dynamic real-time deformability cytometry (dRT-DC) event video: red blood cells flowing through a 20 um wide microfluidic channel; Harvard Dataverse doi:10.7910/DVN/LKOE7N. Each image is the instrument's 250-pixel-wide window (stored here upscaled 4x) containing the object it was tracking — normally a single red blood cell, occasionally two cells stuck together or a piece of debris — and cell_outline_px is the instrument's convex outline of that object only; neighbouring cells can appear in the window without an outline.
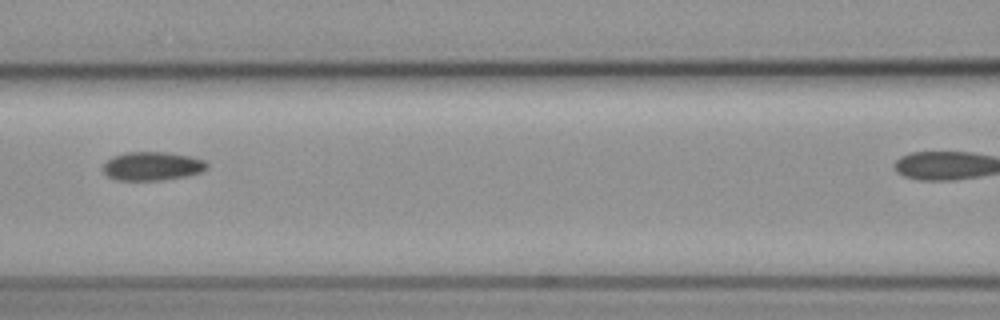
{"species": "common noctule bat (a hibernating species)", "species_latin": "Nyctalus noctula", "temperature_condition": "cold", "stored_images_in_passage": 7, "camera_frame_rate_fps": 3000, "um_per_image_px": 0.085, "animal": {"sex": "female", "body_mass_g": 19.3, "forearm_length_mm": 54.1}, "frame": {"image": 1, "passage_image": 6, "time_ms": 6.667, "image_size_px": [1000, 320], "cell_outline_px": [[208, 168], [200, 172], [188, 176], [160, 180], [116, 180], [108, 176], [104, 172], [104, 164], [112, 156], [128, 152], [168, 152], [208, 160]], "centroid_in_image_um": [12.98, 14.12], "position_along_channel_um": 153.6, "area_um2": 17.4}}